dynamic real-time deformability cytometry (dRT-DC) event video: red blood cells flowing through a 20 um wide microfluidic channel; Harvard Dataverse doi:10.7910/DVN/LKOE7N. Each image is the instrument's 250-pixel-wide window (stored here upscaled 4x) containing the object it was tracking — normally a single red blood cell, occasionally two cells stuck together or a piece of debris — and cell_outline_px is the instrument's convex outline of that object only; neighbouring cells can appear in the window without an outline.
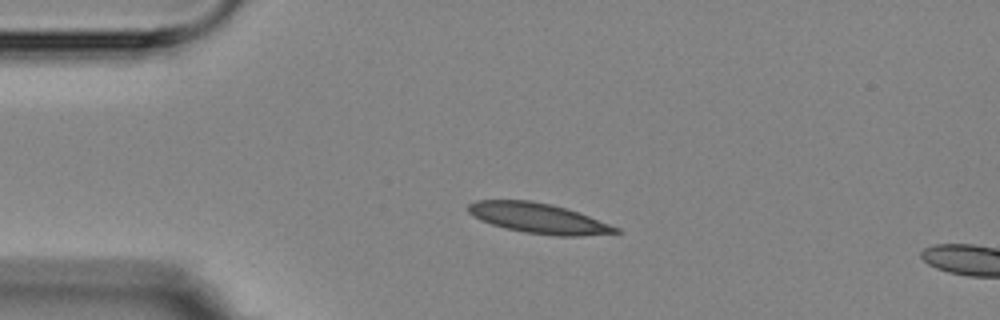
{"species": "Egyptian fruit bat (a non-hibernating species)", "species_latin": "Rousettus aegyptiacus", "temperature_condition": "room temperature", "stored_images_in_passage": 3, "camera_frame_rate_fps": 3000, "um_per_image_px": 0.085, "animal": {"sex": "female"}, "frame": {"image": 1, "passage_image": 3, "time_ms": 2.333, "image_size_px": [1000, 320], "cell_outline_px": [[620, 232], [580, 236], [552, 236], [524, 232], [504, 228], [480, 220], [472, 216], [468, 212], [468, 204], [476, 200], [532, 200], [552, 204], [588, 216], [620, 228]], "centroid_in_image_um": [45.72, 18.55], "position_along_channel_um": 39.3, "area_um2": 25.84}}